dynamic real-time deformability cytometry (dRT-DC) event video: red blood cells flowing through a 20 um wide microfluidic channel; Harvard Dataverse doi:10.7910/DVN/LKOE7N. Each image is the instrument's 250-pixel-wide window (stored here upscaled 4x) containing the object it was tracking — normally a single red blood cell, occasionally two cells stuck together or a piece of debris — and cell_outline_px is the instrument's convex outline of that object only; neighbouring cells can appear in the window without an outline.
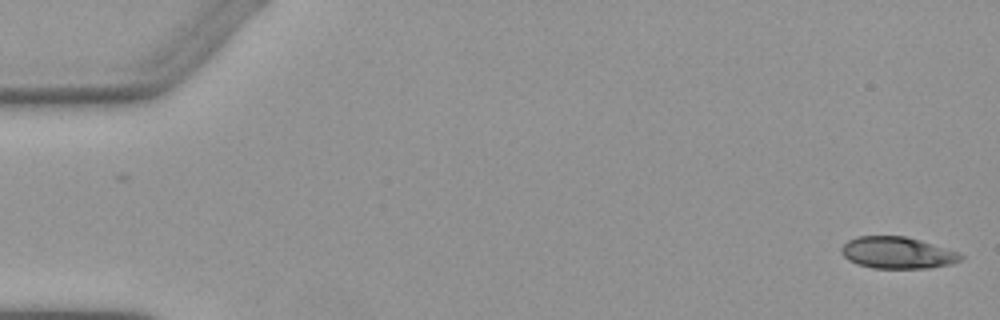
{"species": "Egyptian fruit bat (a non-hibernating species)", "species_latin": "Rousettus aegyptiacus", "temperature_condition": "warm", "stored_images_in_passage": 2, "camera_frame_rate_fps": 3000, "um_per_image_px": 0.085, "animal": {"sex": "female"}, "frame": {"image": 1, "passage_image": 2, "time_ms": 1.333, "image_size_px": [1000, 320], "cell_outline_px": [[964, 256], [960, 260], [952, 264], [928, 268], [872, 268], [856, 264], [848, 260], [844, 256], [840, 248], [848, 240], [860, 236], [904, 236], [920, 240], [960, 252]], "centroid_in_image_um": [76.29, 21.49], "position_along_channel_um": 8.7, "area_um2": 22.08}}